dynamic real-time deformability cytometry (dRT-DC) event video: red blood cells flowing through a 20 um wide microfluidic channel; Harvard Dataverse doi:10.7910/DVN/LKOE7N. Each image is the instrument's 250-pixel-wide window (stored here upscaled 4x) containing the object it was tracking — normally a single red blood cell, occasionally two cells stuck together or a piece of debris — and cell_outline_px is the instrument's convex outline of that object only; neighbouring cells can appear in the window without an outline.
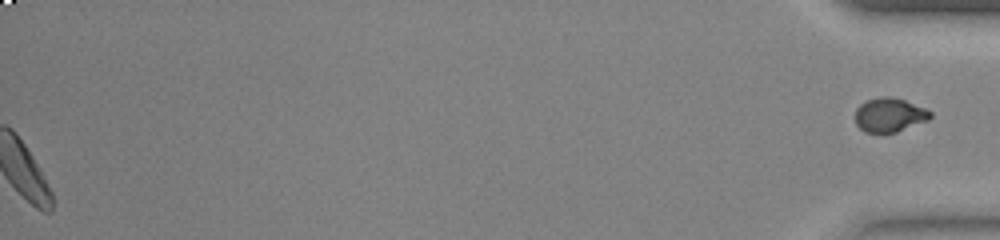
{"species": "common noctule bat (a hibernating species)", "species_latin": "Nyctalus noctula", "temperature_condition": "warm", "stored_images_in_passage": 41, "segment_of_instrument_passage": [2, 2], "camera_frame_rate_fps": 3000, "um_per_image_px": 0.085, "animal": {"sex": "female", "body_mass_g": 23.0, "forearm_length_mm": 53.4}, "frame": {"image": 1, "passage_image": 41, "time_ms": 13.333, "image_size_px": [1000, 240], "cell_outline_px": [[932, 116], [928, 120], [896, 132], [864, 132], [856, 124], [856, 108], [860, 104], [868, 100], [880, 96], [892, 96], [928, 108], [932, 112]], "centroid_in_image_um": [75.63, 9.75], "position_along_channel_um": 359.6, "area_um2": 14.97}}